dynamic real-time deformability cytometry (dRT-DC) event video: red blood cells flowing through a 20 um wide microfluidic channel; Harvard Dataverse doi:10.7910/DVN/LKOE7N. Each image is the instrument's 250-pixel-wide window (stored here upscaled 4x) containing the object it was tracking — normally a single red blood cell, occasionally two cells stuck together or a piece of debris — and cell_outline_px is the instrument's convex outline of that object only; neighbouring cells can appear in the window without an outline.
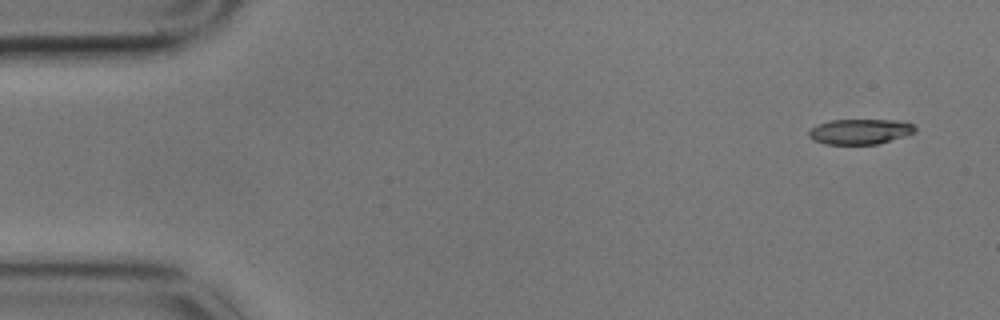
{"species": "common noctule bat (a hibernating species)", "species_latin": "Nyctalus noctula", "temperature_condition": "cold", "stored_images_in_passage": 4, "camera_frame_rate_fps": 3000, "um_per_image_px": 0.085, "animal": {"sex": "male", "body_mass_g": 17.9}, "frame": {"image": 1, "passage_image": 1, "time_ms": 0.0, "image_size_px": [1000, 320], "cell_outline_px": [[916, 132], [876, 144], [824, 144], [812, 140], [808, 136], [808, 132], [812, 128], [828, 120], [904, 120], [912, 124], [916, 128]], "centroid_in_image_um": [73.09, 11.18], "position_along_channel_um": 11.9, "area_um2": 15.61}}
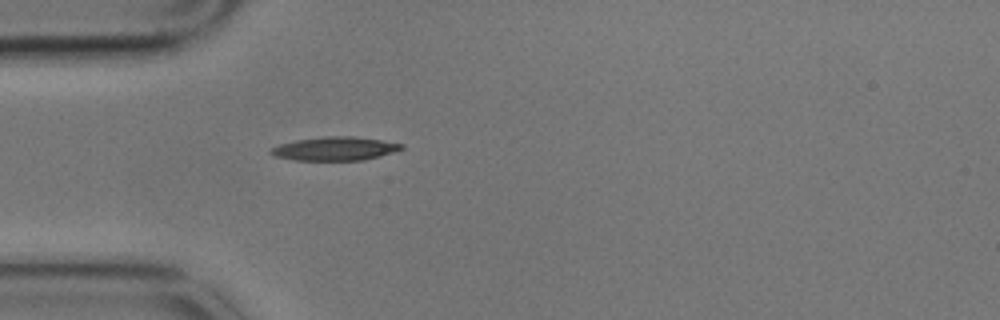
{"frame": {"image": 2, "passage_image": 4, "time_ms": 1.0, "image_size_px": [1000, 320], "cell_outline_px": [[404, 148], [380, 156], [364, 160], [292, 160], [276, 156], [268, 152], [272, 148], [280, 144], [296, 140], [324, 136], [352, 136], [380, 140], [404, 144]], "centroid_in_image_um": [28.46, 12.63], "position_along_channel_um": 56.5, "area_um2": 17.86}}